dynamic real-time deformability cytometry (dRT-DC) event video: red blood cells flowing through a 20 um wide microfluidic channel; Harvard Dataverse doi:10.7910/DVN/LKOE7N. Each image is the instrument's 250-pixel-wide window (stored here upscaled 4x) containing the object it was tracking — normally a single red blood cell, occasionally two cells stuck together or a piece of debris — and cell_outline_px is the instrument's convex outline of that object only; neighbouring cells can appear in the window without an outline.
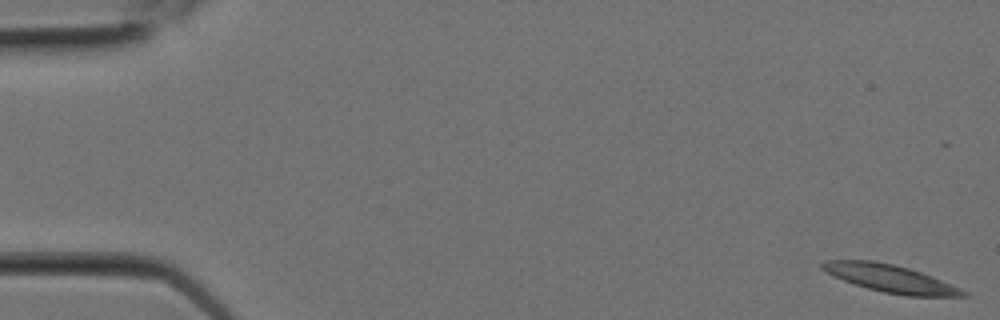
{"species": "Egyptian fruit bat (a non-hibernating species)", "species_latin": "Rousettus aegyptiacus", "temperature_condition": "room temperature", "stored_images_in_passage": 9, "camera_frame_rate_fps": 3000, "um_per_image_px": 0.085, "animal": {"sex": "female"}, "frame": {"image": 1, "passage_image": 1, "time_ms": 0.0, "image_size_px": [1000, 320], "cell_outline_px": [[968, 296], [908, 296], [884, 292], [868, 288], [844, 280], [820, 268], [820, 264], [824, 260], [872, 260], [892, 264], [908, 268], [932, 276], [960, 288], [968, 292]], "centroid_in_image_um": [75.69, 23.67], "position_along_channel_um": 9.3, "area_um2": 22.25}}
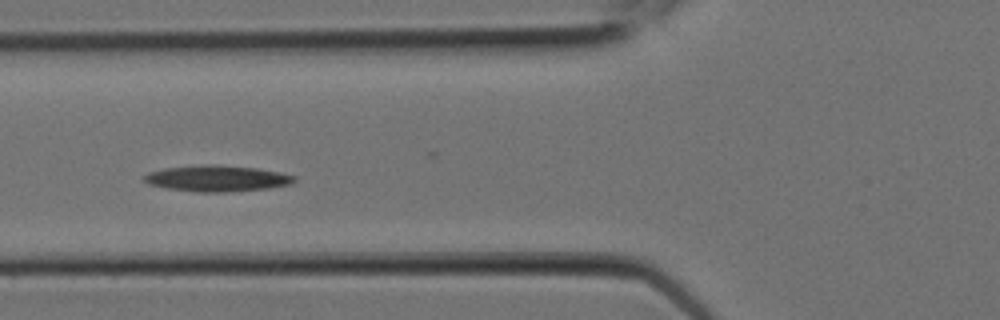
{"frame": {"image": 2, "passage_image": 8, "time_ms": 2.333, "image_size_px": [1000, 320], "cell_outline_px": [[296, 180], [292, 184], [268, 188], [224, 192], [200, 192], [168, 188], [148, 184], [144, 180], [144, 176], [148, 172], [164, 168], [204, 164], [216, 164], [256, 168], [280, 172], [296, 176]], "centroid_in_image_um": [18.46, 15.15], "position_along_channel_um": 107.3, "area_um2": 22.83}}
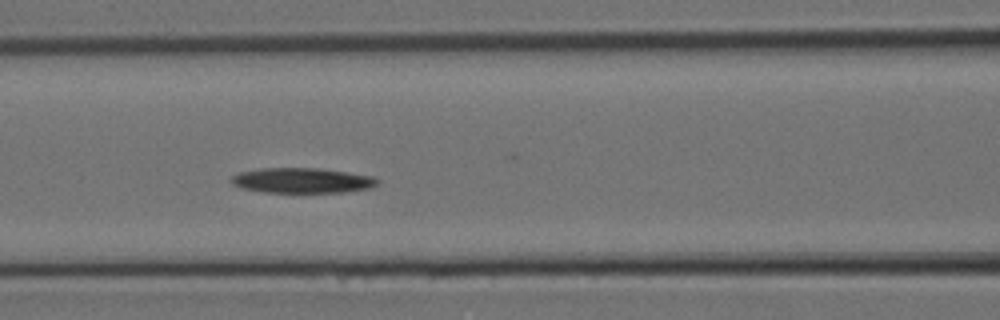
{"frame": {"image": 3, "passage_image": 9, "time_ms": 2.667, "image_size_px": [1000, 320], "cell_outline_px": [[380, 180], [372, 188], [344, 192], [264, 192], [240, 188], [232, 184], [228, 180], [232, 176], [240, 172], [260, 168], [320, 168], [348, 172], [372, 176]], "centroid_in_image_um": [25.66, 15.34], "position_along_channel_um": 140.9, "area_um2": 21.56}}